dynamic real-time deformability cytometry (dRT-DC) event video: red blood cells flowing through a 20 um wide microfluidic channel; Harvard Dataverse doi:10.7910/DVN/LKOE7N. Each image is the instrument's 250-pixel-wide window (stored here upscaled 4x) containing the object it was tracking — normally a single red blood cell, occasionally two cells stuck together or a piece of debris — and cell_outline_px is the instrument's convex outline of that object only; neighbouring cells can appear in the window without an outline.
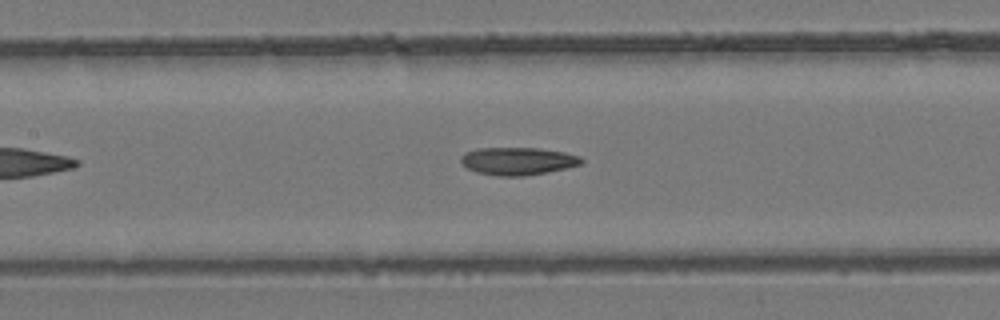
{"species": "common noctule bat (a hibernating species)", "species_latin": "Nyctalus noctula", "temperature_condition": "room temperature", "stored_images_in_passage": 24, "camera_frame_rate_fps": 3000, "um_per_image_px": 0.085, "animal": {"sex": "female", "body_mass_g": 24.6, "forearm_length_mm": 56.2}, "frame": {"image": 1, "passage_image": 8, "time_ms": 2.333, "image_size_px": [1000, 320], "cell_outline_px": [[584, 164], [524, 176], [500, 176], [476, 172], [468, 168], [460, 160], [460, 156], [476, 148], [540, 148], [564, 152], [580, 156], [584, 160]], "centroid_in_image_um": [44.03, 13.68], "position_along_channel_um": 163.4, "area_um2": 19.31}}
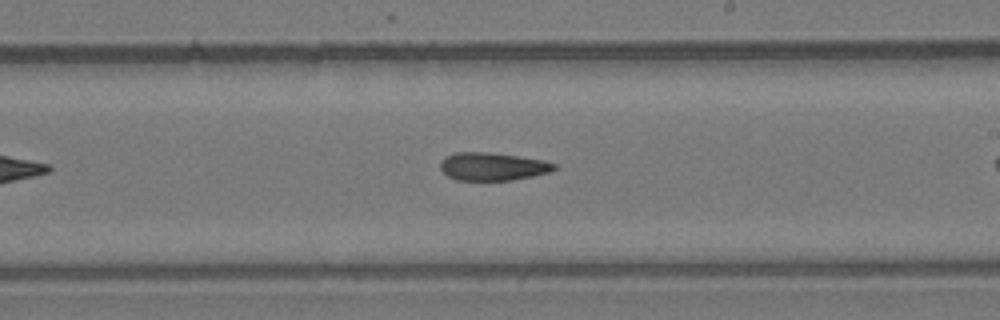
{"frame": {"image": 2, "passage_image": 14, "time_ms": 4.333, "image_size_px": [1000, 320], "cell_outline_px": [[556, 168], [548, 172], [532, 176], [512, 180], [456, 180], [448, 176], [440, 168], [440, 160], [444, 156], [456, 152], [488, 152], [544, 160], [556, 164]], "centroid_in_image_um": [41.83, 14.15], "position_along_channel_um": 247.2, "area_um2": 18.5}}
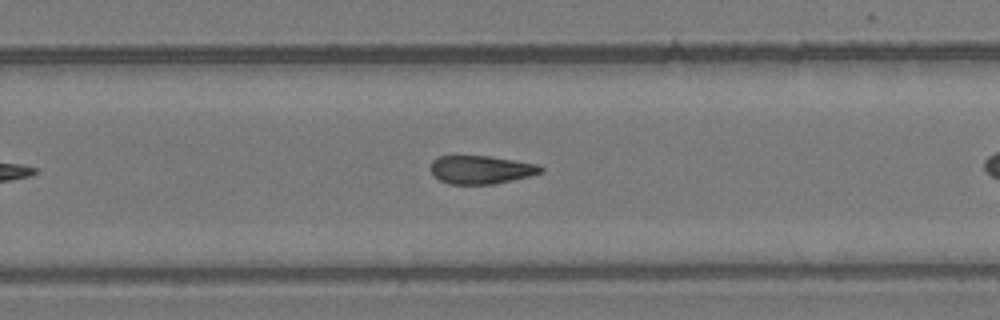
{"frame": {"image": 3, "passage_image": 17, "time_ms": 5.333, "image_size_px": [1000, 320], "cell_outline_px": [[544, 172], [512, 180], [492, 184], [448, 184], [432, 176], [428, 168], [432, 160], [440, 156], [492, 156], [540, 164], [544, 168]], "centroid_in_image_um": [40.87, 14.42], "position_along_channel_um": 288.9, "area_um2": 18.5}}